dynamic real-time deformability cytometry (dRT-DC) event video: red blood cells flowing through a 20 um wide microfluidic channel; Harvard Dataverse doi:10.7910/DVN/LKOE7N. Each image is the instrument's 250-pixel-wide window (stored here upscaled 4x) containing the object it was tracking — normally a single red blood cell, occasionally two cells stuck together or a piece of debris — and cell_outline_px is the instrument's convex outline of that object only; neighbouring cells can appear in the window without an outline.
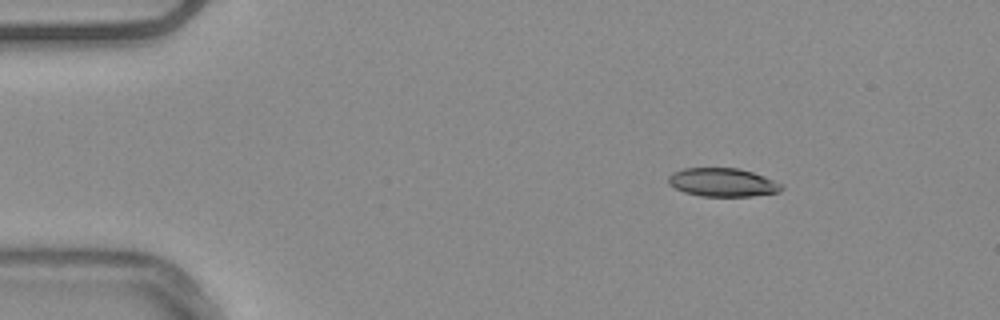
{"species": "common noctule bat (a hibernating species)", "species_latin": "Nyctalus noctula", "temperature_condition": "warm", "stored_images_in_passage": 47, "camera_frame_rate_fps": 3000, "um_per_image_px": 0.085, "animal": {"sex": "male", "body_mass_g": 20.4}, "frame": {"image": 1, "passage_image": 1, "time_ms": 0.0, "image_size_px": [1000, 320], "cell_outline_px": [[784, 188], [780, 192], [752, 196], [700, 196], [684, 192], [668, 184], [668, 176], [672, 172], [684, 168], [740, 168], [764, 176], [780, 184]], "centroid_in_image_um": [61.4, 15.5], "position_along_channel_um": 23.6, "area_um2": 18.79}}
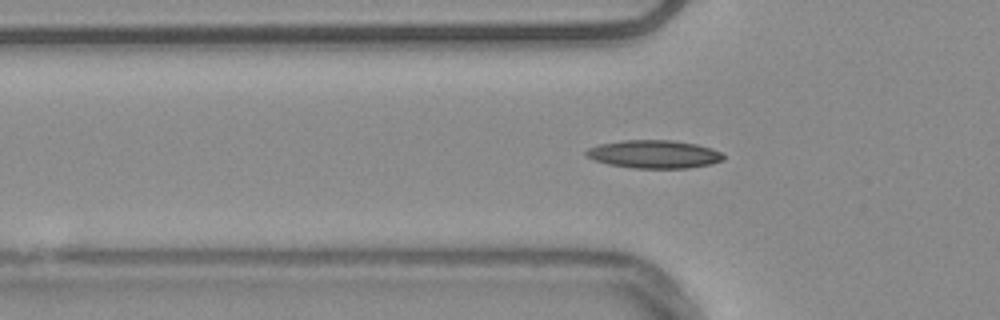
{"frame": {"image": 2, "passage_image": 11, "time_ms": 3.333, "image_size_px": [1000, 320], "cell_outline_px": [[724, 160], [708, 164], [688, 168], [632, 168], [608, 164], [596, 160], [588, 156], [584, 152], [588, 148], [600, 144], [624, 140], [672, 140], [696, 144], [712, 148], [720, 152], [724, 156]], "centroid_in_image_um": [55.6, 13.1], "position_along_channel_um": 70.2, "area_um2": 22.31}}
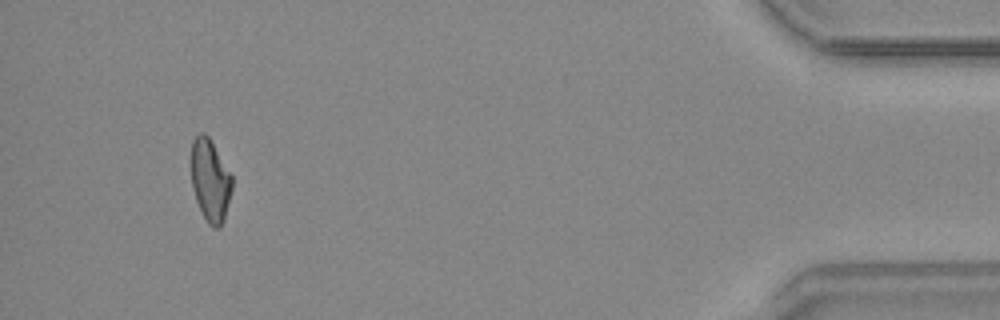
{"frame": {"image": 3, "passage_image": 44, "time_ms": 14.333, "image_size_px": [1000, 320], "cell_outline_px": [[232, 188], [224, 220], [220, 228], [212, 228], [208, 224], [196, 200], [192, 188], [192, 140], [200, 132], [204, 132], [208, 136], [232, 176]], "centroid_in_image_um": [17.87, 15.35], "position_along_channel_um": 417.3, "area_um2": 19.36}, "authors_computed_cell_mechanics": {"area_um2": 20.0566, "velocity_mm_per_s": 3.7843, "shape_relaxation_time_tau1_ms": null, "shape_relaxation_time_tau2_ms": 8.3585, "deformation_change_tau1": null, "deformation_change_tau2": 0.1617}}